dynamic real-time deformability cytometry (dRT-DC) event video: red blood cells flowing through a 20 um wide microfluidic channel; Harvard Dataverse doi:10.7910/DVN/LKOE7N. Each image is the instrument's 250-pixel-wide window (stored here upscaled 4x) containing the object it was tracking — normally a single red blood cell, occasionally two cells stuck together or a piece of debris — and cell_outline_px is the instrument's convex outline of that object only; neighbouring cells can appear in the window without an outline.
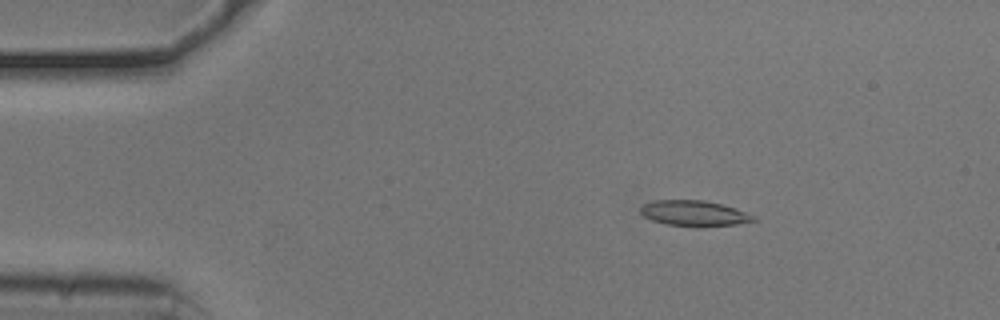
{"species": "common noctule bat (a hibernating species)", "species_latin": "Nyctalus noctula", "temperature_condition": "cold", "stored_images_in_passage": 46, "camera_frame_rate_fps": 3000, "um_per_image_px": 0.085, "animal": {"sex": "male", "body_mass_g": 20.5, "forearm_length_mm": 52.5}, "frame": {"image": 1, "passage_image": 4, "time_ms": 1.0, "image_size_px": [1000, 320], "cell_outline_px": [[756, 220], [736, 224], [700, 228], [696, 228], [668, 224], [652, 220], [644, 216], [640, 212], [640, 208], [644, 204], [656, 200], [704, 200], [736, 208], [756, 216]], "centroid_in_image_um": [59.02, 18.15], "position_along_channel_um": 26.0, "area_um2": 16.99}}
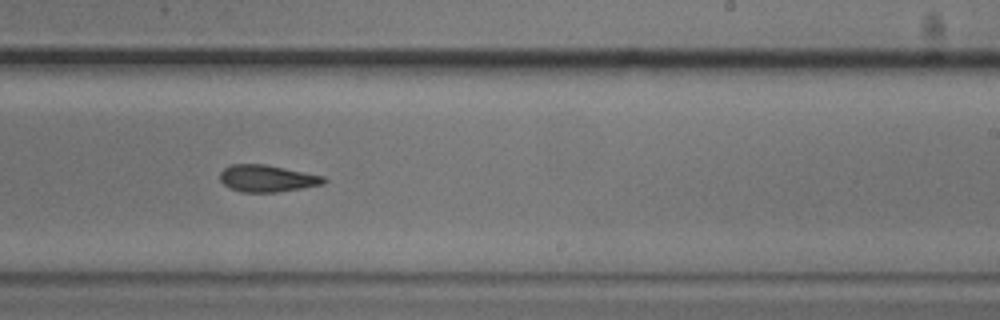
{"frame": {"image": 2, "passage_image": 28, "time_ms": 9.0, "image_size_px": [1000, 320], "cell_outline_px": [[328, 180], [324, 184], [276, 192], [240, 192], [224, 184], [220, 180], [220, 172], [224, 168], [232, 164], [264, 164], [324, 176]], "centroid_in_image_um": [22.7, 15.16], "position_along_channel_um": 266.3, "area_um2": 16.13}}
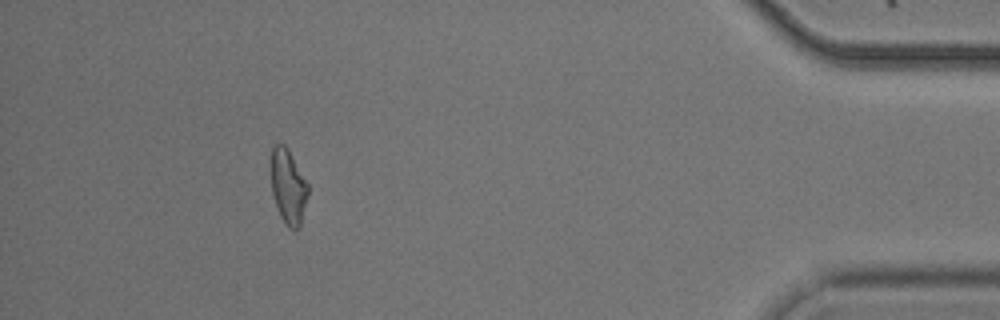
{"frame": {"image": 3, "passage_image": 44, "time_ms": 14.333, "image_size_px": [1000, 320], "cell_outline_px": [[308, 196], [300, 224], [296, 228], [288, 228], [280, 216], [272, 192], [272, 148], [276, 144], [284, 144], [288, 148], [308, 184]], "centroid_in_image_um": [24.51, 15.85], "position_along_channel_um": 410.7, "area_um2": 15.72}}